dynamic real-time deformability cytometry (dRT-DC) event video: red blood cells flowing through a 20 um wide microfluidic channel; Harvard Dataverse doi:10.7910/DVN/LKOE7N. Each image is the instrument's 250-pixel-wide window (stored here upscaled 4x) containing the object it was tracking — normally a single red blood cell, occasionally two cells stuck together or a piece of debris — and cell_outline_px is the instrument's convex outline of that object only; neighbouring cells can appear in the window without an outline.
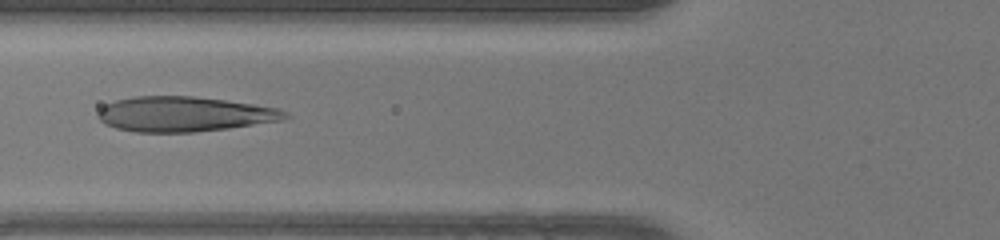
{"species": "human", "species_latin": "Homo sapiens", "temperature_condition": "warm", "stored_images_in_passage": 48, "camera_frame_rate_fps": 3000, "um_per_image_px": 0.085, "donor": {"sex": "female"}, "frame": {"image": 1, "passage_image": 18, "time_ms": 5.667, "image_size_px": [1000, 240], "cell_outline_px": [[292, 116], [284, 120], [228, 128], [196, 132], [136, 132], [116, 128], [104, 124], [96, 116], [100, 108], [104, 104], [116, 100], [136, 96], [192, 96], [224, 100], [280, 108], [288, 112]], "centroid_in_image_um": [15.67, 9.7], "position_along_channel_um": 110.1, "area_um2": 38.38}}
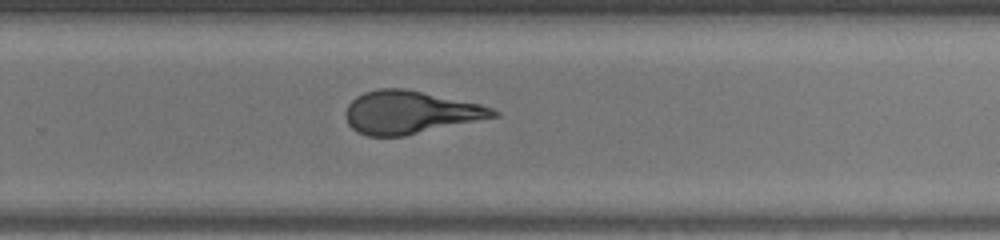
{"frame": {"image": 2, "passage_image": 31, "time_ms": 10.0, "image_size_px": [1000, 240], "cell_outline_px": [[500, 116], [404, 136], [368, 136], [356, 132], [348, 124], [344, 116], [344, 112], [348, 104], [356, 96], [364, 92], [380, 88], [404, 88], [480, 104], [492, 108], [500, 112]], "centroid_in_image_um": [34.83, 9.55], "position_along_channel_um": 295.0, "area_um2": 36.99}}
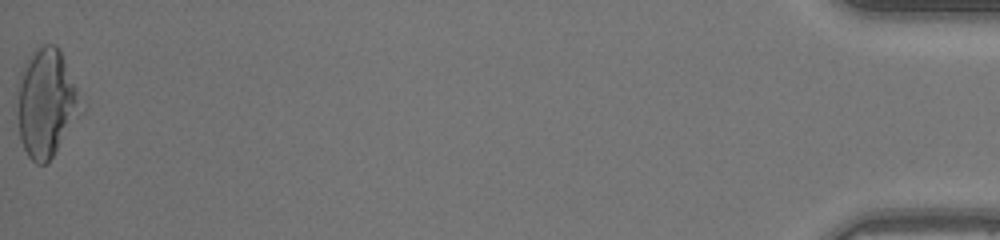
{"frame": {"image": 3, "passage_image": 48, "time_ms": 15.667, "image_size_px": [1000, 240], "cell_outline_px": [[76, 96], [72, 116], [48, 164], [36, 164], [28, 156], [20, 140], [16, 112], [16, 84], [20, 72], [28, 56], [32, 52], [44, 44], [56, 44], [60, 48], [76, 88]], "centroid_in_image_um": [3.75, 8.67], "position_along_channel_um": 431.5, "area_um2": 38.32}, "authors_computed_cell_mechanics": {"area_um2": 37.7434, "velocity_mm_per_s": 4.2756, "shape_relaxation_time_tau1_ms": 8.9249, "shape_relaxation_time_tau2_ms": 0.9742, "deformation_change_tau1": 0.3215, "deformation_change_tau2": 0.0812}}